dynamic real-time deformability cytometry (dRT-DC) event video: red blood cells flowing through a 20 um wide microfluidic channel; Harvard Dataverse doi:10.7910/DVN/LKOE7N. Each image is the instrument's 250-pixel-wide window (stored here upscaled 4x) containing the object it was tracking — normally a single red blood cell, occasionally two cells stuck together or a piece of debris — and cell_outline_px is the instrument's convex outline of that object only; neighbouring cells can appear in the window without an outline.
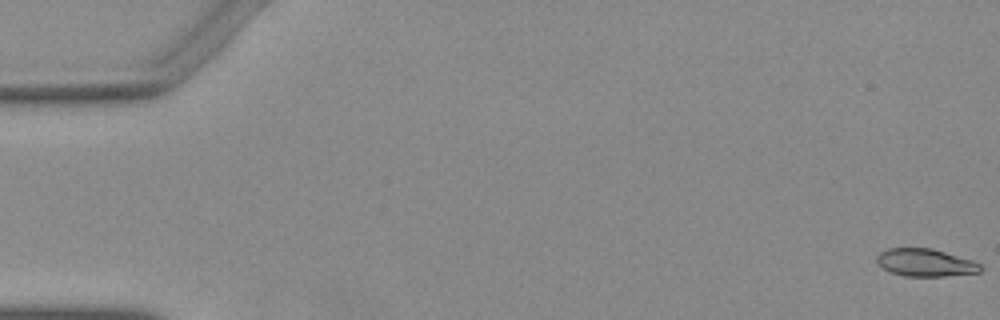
{"species": "Egyptian fruit bat (a non-hibernating species)", "species_latin": "Rousettus aegyptiacus", "temperature_condition": "warm", "stored_images_in_passage": 53, "camera_frame_rate_fps": 3000, "um_per_image_px": 0.085, "animal": {"sex": "female"}, "frame": {"image": 1, "passage_image": 1, "time_ms": 0.0, "image_size_px": [1000, 320], "cell_outline_px": [[984, 268], [980, 272], [944, 276], [904, 276], [892, 272], [884, 268], [876, 260], [876, 256], [880, 252], [888, 248], [932, 248], [972, 260], [980, 264]], "centroid_in_image_um": [78.68, 22.32], "position_along_channel_um": 6.3, "area_um2": 16.59}}
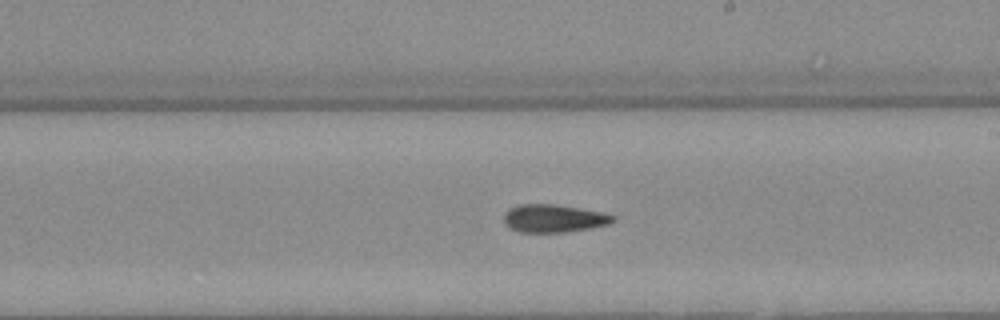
{"frame": {"image": 2, "passage_image": 31, "time_ms": 10.0, "image_size_px": [1000, 320], "cell_outline_px": [[616, 220], [608, 224], [592, 228], [568, 232], [520, 232], [508, 228], [504, 224], [504, 212], [508, 208], [520, 204], [552, 204], [604, 212], [616, 216]], "centroid_in_image_um": [47.06, 18.57], "position_along_channel_um": 241.9, "area_um2": 17.98}}
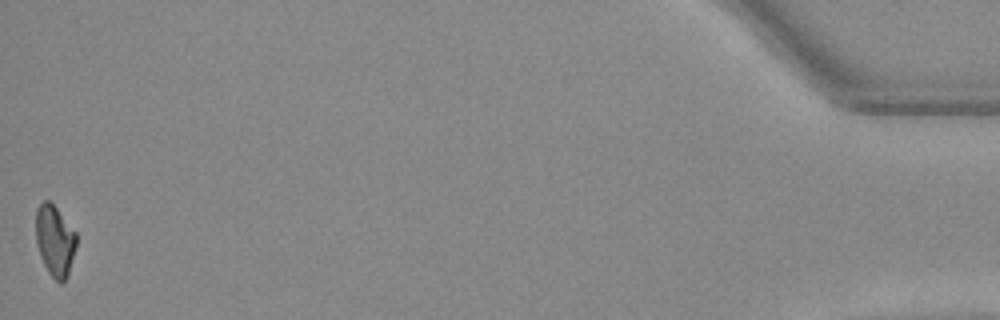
{"frame": {"image": 3, "passage_image": 53, "time_ms": 17.333, "image_size_px": [1000, 320], "cell_outline_px": [[76, 248], [68, 276], [60, 284], [48, 272], [40, 256], [36, 244], [36, 208], [44, 200], [48, 200], [56, 208], [76, 232]], "centroid_in_image_um": [4.66, 20.47], "position_along_channel_um": 430.5, "area_um2": 16.76}}